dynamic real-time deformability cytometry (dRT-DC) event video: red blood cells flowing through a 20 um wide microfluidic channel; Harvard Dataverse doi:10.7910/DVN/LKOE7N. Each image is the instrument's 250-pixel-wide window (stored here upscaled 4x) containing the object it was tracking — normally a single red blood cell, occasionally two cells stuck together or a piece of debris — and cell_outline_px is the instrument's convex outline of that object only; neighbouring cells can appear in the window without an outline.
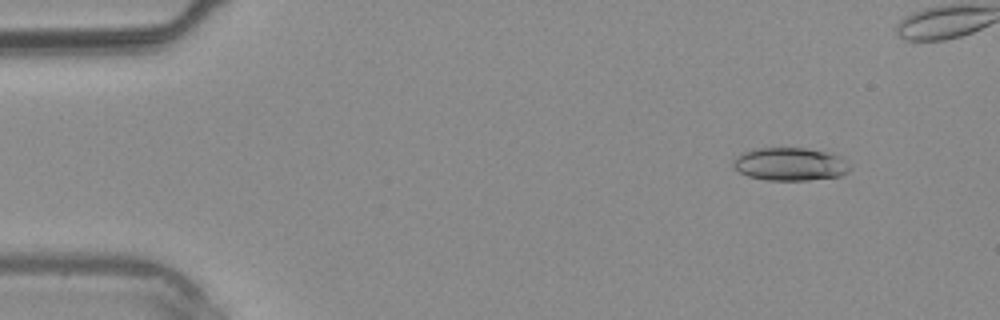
{"species": "common noctule bat (a hibernating species)", "species_latin": "Nyctalus noctula", "temperature_condition": "warm", "stored_images_in_passage": 3, "camera_frame_rate_fps": 3000, "um_per_image_px": 0.085, "animal": {"sex": "male", "body_mass_g": 20.4}, "frame": {"image": 1, "passage_image": 1, "time_ms": 0.0, "image_size_px": [1000, 320], "cell_outline_px": [[852, 168], [848, 172], [840, 176], [808, 180], [768, 180], [748, 176], [740, 172], [732, 164], [732, 160], [744, 152], [756, 148], [804, 148], [828, 152], [844, 160]], "centroid_in_image_um": [67.15, 13.95], "position_along_channel_um": 17.8, "area_um2": 22.25}}
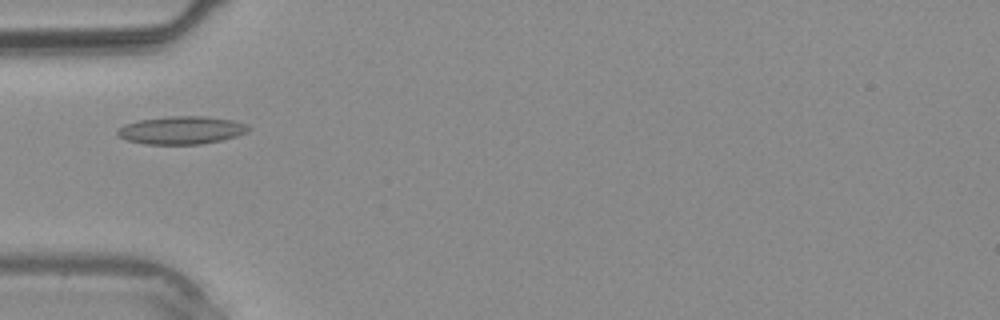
{"frame": {"image": 2, "passage_image": 3, "time_ms": 4.667, "image_size_px": [1000, 320], "cell_outline_px": [[252, 128], [248, 132], [236, 136], [220, 140], [200, 144], [144, 144], [128, 140], [120, 136], [116, 132], [116, 128], [124, 124], [140, 120], [168, 116], [204, 116], [232, 120], [248, 124]], "centroid_in_image_um": [15.43, 11.06], "position_along_channel_um": 69.6, "area_um2": 21.33}}